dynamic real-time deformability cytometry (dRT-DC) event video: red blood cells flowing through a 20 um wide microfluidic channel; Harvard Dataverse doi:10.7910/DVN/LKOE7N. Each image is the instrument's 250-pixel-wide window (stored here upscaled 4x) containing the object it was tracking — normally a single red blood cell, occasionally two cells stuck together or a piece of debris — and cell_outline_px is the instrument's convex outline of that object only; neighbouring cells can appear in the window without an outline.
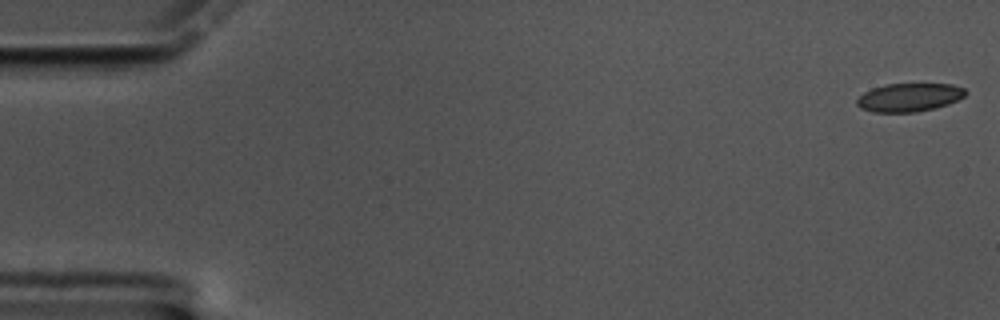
{"species": "common noctule bat (a hibernating species)", "species_latin": "Nyctalus noctula", "temperature_condition": "cold", "stored_images_in_passage": 59, "camera_frame_rate_fps": 3000, "um_per_image_px": 0.085, "animal": {"sex": "male", "body_mass_g": 17.5, "forearm_length_mm": 52.3}, "frame": {"image": 1, "passage_image": 1, "time_ms": 0.0, "image_size_px": [1000, 320], "cell_outline_px": [[968, 92], [964, 96], [948, 104], [936, 108], [916, 112], [872, 112], [860, 108], [856, 104], [856, 100], [864, 92], [872, 88], [884, 84], [952, 84], [964, 88]], "centroid_in_image_um": [77.27, 8.28], "position_along_channel_um": 7.7, "area_um2": 18.03}}
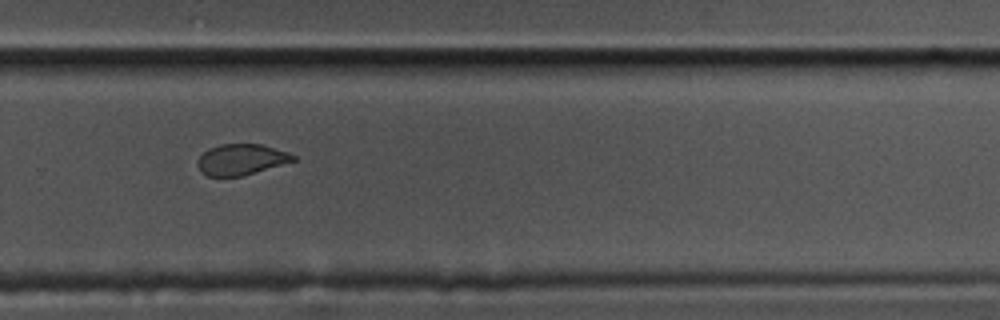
{"frame": {"image": 2, "passage_image": 40, "time_ms": 13.0, "image_size_px": [1000, 320], "cell_outline_px": [[296, 160], [240, 176], [208, 176], [200, 172], [196, 164], [196, 160], [208, 148], [220, 144], [260, 144], [288, 152], [296, 156]], "centroid_in_image_um": [20.45, 13.55], "position_along_channel_um": 309.4, "area_um2": 17.11}}
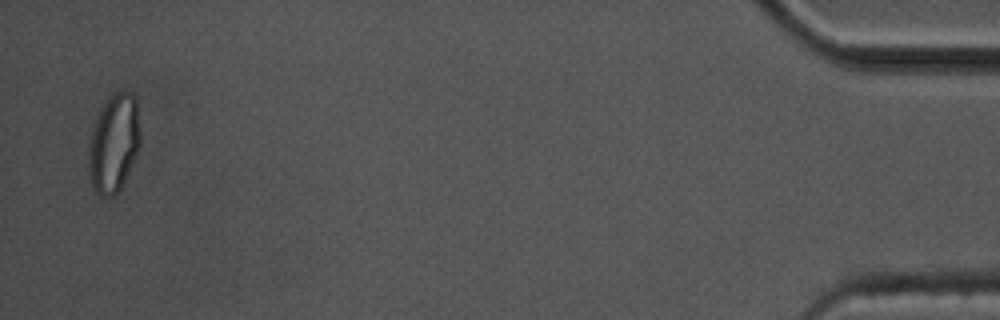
{"frame": {"image": 3, "passage_image": 58, "time_ms": 19.0, "image_size_px": [1000, 320], "cell_outline_px": [[140, 144], [124, 180], [120, 188], [112, 196], [100, 196], [96, 192], [92, 184], [88, 168], [88, 152], [92, 128], [104, 104], [116, 92], [132, 92], [136, 96], [140, 132]], "centroid_in_image_um": [9.68, 12.17], "position_along_channel_um": 425.5, "area_um2": 29.02}, "authors_computed_cell_mechanics": {"area_um2": 18.9584, "velocity_mm_per_s": 3.3906, "shape_relaxation_time_tau1_ms": 5.2623, "shape_relaxation_time_tau2_ms": 1.6425, "deformation_change_tau1": 0.1165, "deformation_change_tau2": 0.0547}}